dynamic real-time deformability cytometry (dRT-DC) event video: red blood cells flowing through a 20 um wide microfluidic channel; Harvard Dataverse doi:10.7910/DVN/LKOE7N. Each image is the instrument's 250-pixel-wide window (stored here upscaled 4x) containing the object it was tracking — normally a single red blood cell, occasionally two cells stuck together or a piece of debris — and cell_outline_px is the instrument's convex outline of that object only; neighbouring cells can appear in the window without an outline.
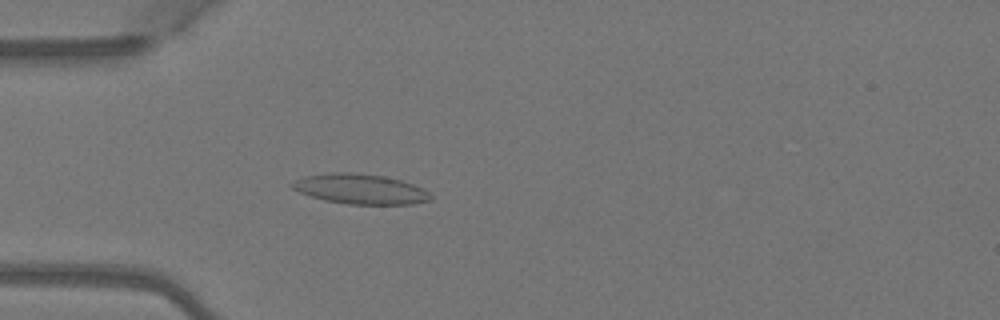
{"species": "Egyptian fruit bat (a non-hibernating species)", "species_latin": "Rousettus aegyptiacus", "temperature_condition": "warm", "stored_images_in_passage": 4, "camera_frame_rate_fps": 3000, "um_per_image_px": 0.085, "animal": {"sex": "female"}, "frame": {"image": 1, "passage_image": 4, "time_ms": 1.0, "image_size_px": [1000, 320], "cell_outline_px": [[432, 200], [412, 204], [348, 204], [324, 200], [300, 192], [292, 188], [288, 184], [304, 176], [332, 172], [352, 172], [384, 176], [400, 180], [424, 188], [432, 196]], "centroid_in_image_um": [30.63, 16.06], "position_along_channel_um": 54.4, "area_um2": 24.22}}